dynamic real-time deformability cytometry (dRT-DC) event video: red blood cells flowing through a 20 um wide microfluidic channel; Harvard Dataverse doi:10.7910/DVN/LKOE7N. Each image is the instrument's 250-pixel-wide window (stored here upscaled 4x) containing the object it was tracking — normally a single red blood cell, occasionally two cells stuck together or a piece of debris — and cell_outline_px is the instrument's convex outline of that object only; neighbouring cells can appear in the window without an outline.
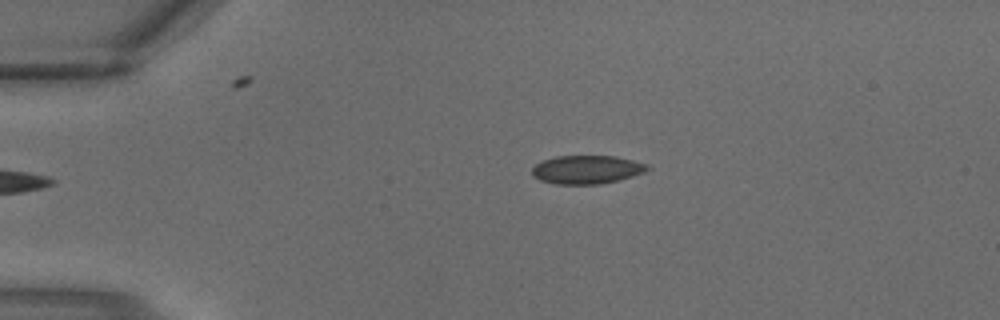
{"species": "common noctule bat (a hibernating species)", "species_latin": "Nyctalus noctula", "temperature_condition": "warm", "stored_images_in_passage": 4, "camera_frame_rate_fps": 3000, "um_per_image_px": 0.085, "animal": {"sex": "male", "body_mass_g": 18.8}, "frame": {"image": 1, "passage_image": 4, "time_ms": 1.0, "image_size_px": [1000, 320], "cell_outline_px": [[648, 168], [644, 172], [632, 176], [600, 184], [556, 184], [540, 180], [532, 176], [532, 168], [536, 164], [544, 160], [556, 156], [616, 156], [648, 164]], "centroid_in_image_um": [49.85, 14.41], "position_along_channel_um": 35.2, "area_um2": 18.96}}